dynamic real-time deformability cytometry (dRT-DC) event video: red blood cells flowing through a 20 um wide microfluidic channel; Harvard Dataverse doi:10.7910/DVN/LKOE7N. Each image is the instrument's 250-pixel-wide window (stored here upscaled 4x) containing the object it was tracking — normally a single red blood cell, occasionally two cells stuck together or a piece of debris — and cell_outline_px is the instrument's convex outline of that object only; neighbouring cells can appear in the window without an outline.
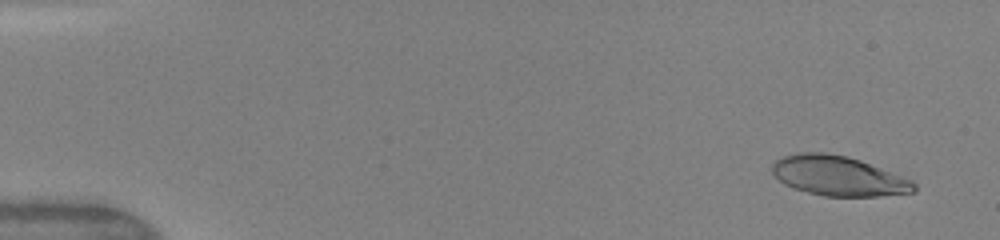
{"species": "human", "species_latin": "Homo sapiens", "temperature_condition": "warm", "stored_images_in_passage": 49, "camera_frame_rate_fps": 3000, "um_per_image_px": 0.085, "donor": {"sex": "female"}, "frame": {"image": 1, "passage_image": 3, "time_ms": 0.667, "image_size_px": [1000, 240], "cell_outline_px": [[916, 192], [880, 196], [824, 196], [792, 188], [784, 184], [772, 172], [772, 164], [776, 160], [784, 156], [800, 152], [824, 152], [848, 156], [860, 160], [912, 180], [916, 184]], "centroid_in_image_um": [71.27, 14.95], "position_along_channel_um": 13.7, "area_um2": 32.83}}
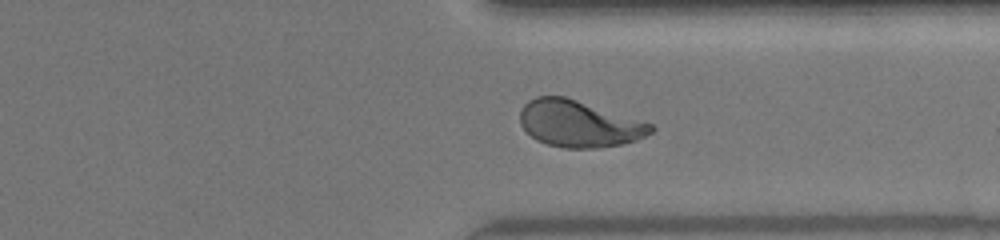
{"frame": {"image": 2, "passage_image": 38, "time_ms": 12.333, "image_size_px": [1000, 240], "cell_outline_px": [[656, 128], [652, 132], [636, 140], [620, 144], [600, 148], [564, 148], [548, 144], [536, 140], [520, 124], [520, 108], [528, 100], [536, 96], [564, 96], [652, 124]], "centroid_in_image_um": [49.18, 10.52], "position_along_channel_um": 362.2, "area_um2": 35.26}}
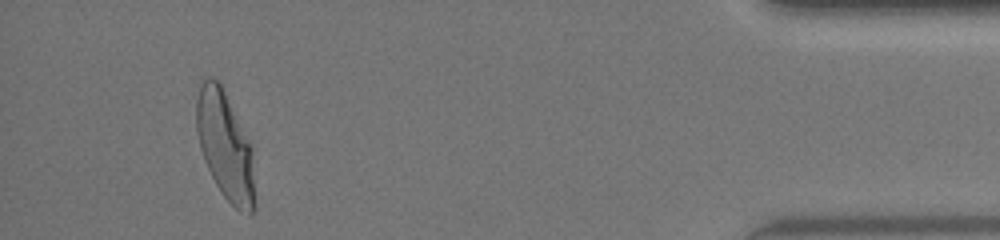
{"frame": {"image": 3, "passage_image": 46, "time_ms": 15.0, "image_size_px": [1000, 240], "cell_outline_px": [[252, 212], [248, 212], [236, 208], [224, 196], [216, 184], [208, 168], [200, 148], [196, 132], [196, 100], [200, 76], [208, 76], [220, 80], [252, 148]], "centroid_in_image_um": [19.05, 12.2], "position_along_channel_um": 416.1, "area_um2": 36.13}, "authors_computed_cell_mechanics": {"area_um2": 35.0268, "velocity_mm_per_s": 4.151, "shape_relaxation_time_tau1_ms": 4.0022, "shape_relaxation_time_tau2_ms": 0.7955, "deformation_change_tau1": 0.205, "deformation_change_tau2": 0.0739}}